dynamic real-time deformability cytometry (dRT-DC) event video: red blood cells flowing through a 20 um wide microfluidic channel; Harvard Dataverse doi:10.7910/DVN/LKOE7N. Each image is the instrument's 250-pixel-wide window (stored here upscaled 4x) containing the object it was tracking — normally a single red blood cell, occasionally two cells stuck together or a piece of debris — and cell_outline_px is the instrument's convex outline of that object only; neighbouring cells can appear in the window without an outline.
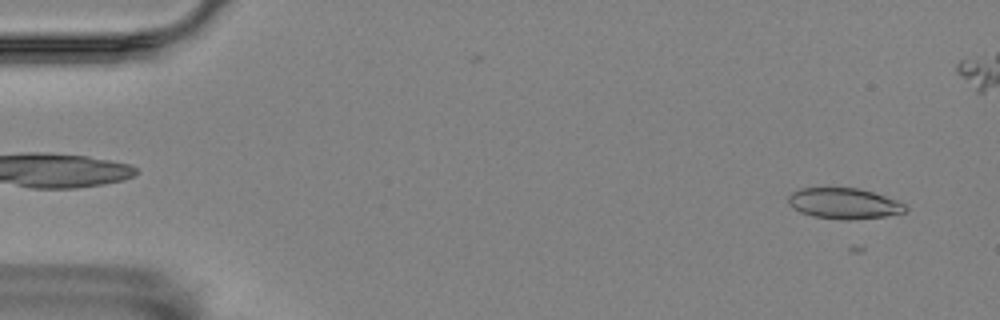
{"species": "Egyptian fruit bat (a non-hibernating species)", "species_latin": "Rousettus aegyptiacus", "temperature_condition": "room temperature", "stored_images_in_passage": 15, "camera_frame_rate_fps": 3000, "um_per_image_px": 0.085, "animal": {"sex": "female"}, "frame": {"image": 1, "passage_image": 4, "time_ms": 1.0, "image_size_px": [1000, 320], "cell_outline_px": [[908, 208], [904, 212], [884, 216], [852, 220], [840, 220], [812, 216], [800, 212], [788, 204], [788, 196], [792, 192], [800, 188], [856, 188], [872, 192], [896, 200], [904, 204]], "centroid_in_image_um": [71.7, 17.3], "position_along_channel_um": 13.3, "area_um2": 20.92}}